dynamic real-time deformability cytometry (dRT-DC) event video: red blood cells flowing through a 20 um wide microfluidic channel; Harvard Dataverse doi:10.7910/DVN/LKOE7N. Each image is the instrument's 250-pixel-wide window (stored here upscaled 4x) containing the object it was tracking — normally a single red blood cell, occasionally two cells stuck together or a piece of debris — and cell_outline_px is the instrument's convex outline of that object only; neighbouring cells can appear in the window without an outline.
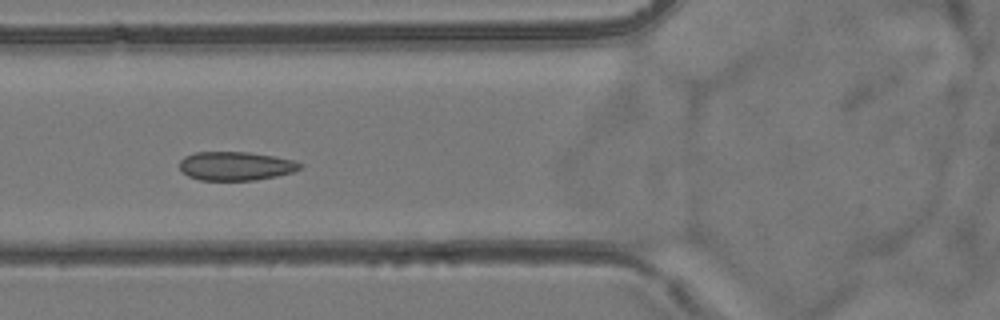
{"species": "common noctule bat (a hibernating species)", "species_latin": "Nyctalus noctula", "temperature_condition": "room temperature", "stored_images_in_passage": 51, "camera_frame_rate_fps": 3000, "um_per_image_px": 0.085, "animal": {"sex": "female", "body_mass_g": 24.6, "forearm_length_mm": 56.2}, "frame": {"image": 1, "passage_image": 17, "time_ms": 5.333, "image_size_px": [1000, 320], "cell_outline_px": [[304, 164], [300, 168], [292, 172], [276, 176], [256, 180], [200, 180], [188, 176], [180, 168], [180, 160], [184, 156], [196, 152], [248, 152], [272, 156], [292, 160]], "centroid_in_image_um": [20.02, 14.11], "position_along_channel_um": 105.8, "area_um2": 20.06}}
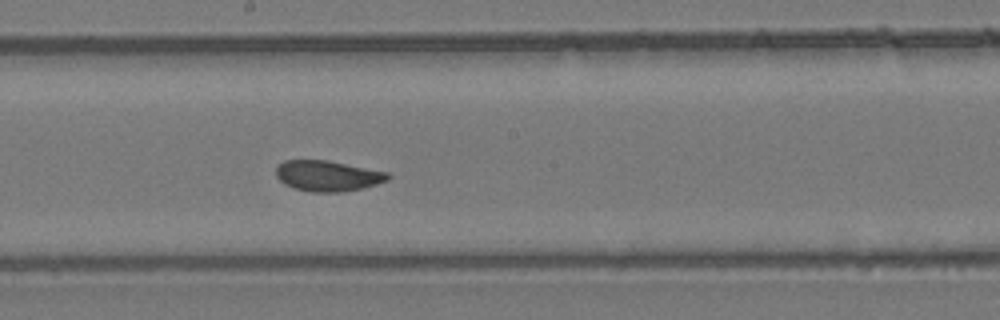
{"frame": {"image": 2, "passage_image": 26, "time_ms": 8.333, "image_size_px": [1000, 320], "cell_outline_px": [[392, 176], [388, 180], [364, 188], [340, 192], [308, 192], [292, 188], [284, 184], [276, 176], [276, 168], [284, 160], [328, 160], [388, 172]], "centroid_in_image_um": [27.85, 14.95], "position_along_channel_um": 220.3, "area_um2": 20.17}}
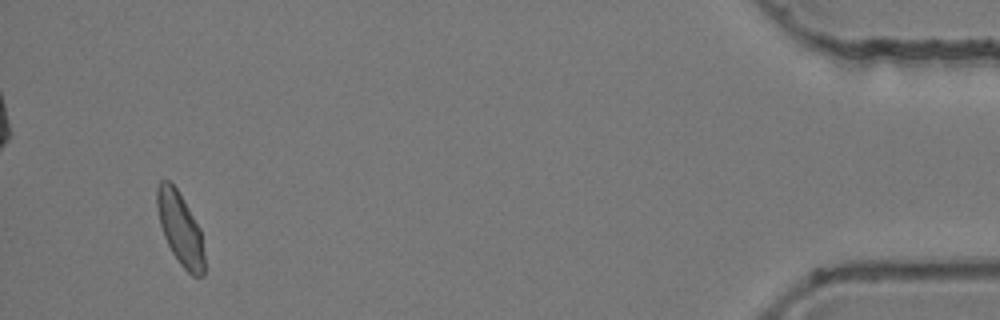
{"frame": {"image": 3, "passage_image": 48, "time_ms": 15.667, "image_size_px": [1000, 320], "cell_outline_px": [[204, 276], [192, 276], [180, 264], [172, 252], [164, 236], [160, 224], [156, 204], [156, 184], [160, 180], [168, 180], [176, 188], [184, 200], [200, 228], [204, 256]], "centroid_in_image_um": [15.3, 19.42], "position_along_channel_um": 419.9, "area_um2": 19.94}, "authors_computed_cell_mechanics": {"area_um2": 20.4034, "velocity_mm_per_s": 3.8173, "shape_relaxation_time_tau1_ms": null, "shape_relaxation_time_tau2_ms": 0.5577, "deformation_change_tau1": null, "deformation_change_tau2": 0.0482}}